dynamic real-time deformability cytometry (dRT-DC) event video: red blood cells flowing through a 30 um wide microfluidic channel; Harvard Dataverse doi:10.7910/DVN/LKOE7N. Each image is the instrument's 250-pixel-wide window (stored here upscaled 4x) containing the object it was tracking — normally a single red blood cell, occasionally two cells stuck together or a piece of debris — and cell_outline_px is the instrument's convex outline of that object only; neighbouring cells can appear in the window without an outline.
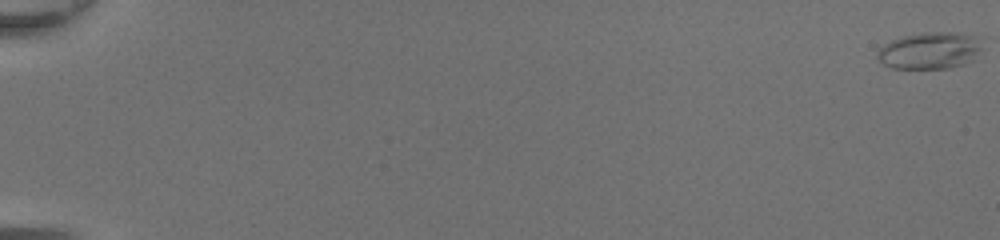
{"species": "common noctule bat (a hibernating species)", "species_latin": "Nyctalus noctula", "temperature_condition": "room temperature", "stored_images_in_passage": 48, "camera_frame_rate_fps": 3000, "um_per_image_px": 0.085, "animal": {"sex": "female", "body_mass_g": 20.0, "forearm_length_mm": 54.0}, "frame": {"image": 1, "passage_image": 1, "time_ms": 0.0, "image_size_px": [1000, 240], "cell_outline_px": [[984, 48], [972, 60], [964, 64], [948, 68], [892, 68], [884, 64], [876, 56], [876, 52], [884, 44], [892, 40], [904, 36], [920, 32], [956, 32], [980, 36]], "centroid_in_image_um": [79.1, 4.28], "position_along_channel_um": 5.9, "area_um2": 22.83}}
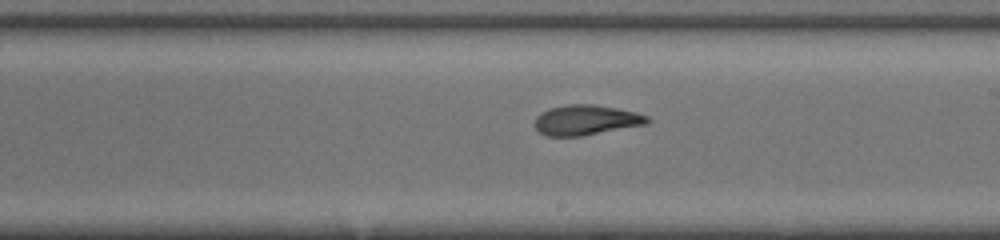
{"frame": {"image": 2, "passage_image": 32, "time_ms": 10.333, "image_size_px": [1000, 240], "cell_outline_px": [[652, 120], [648, 124], [580, 136], [548, 136], [540, 132], [536, 128], [536, 116], [540, 112], [548, 108], [568, 104], [596, 104], [636, 112], [648, 116]], "centroid_in_image_um": [49.84, 10.19], "position_along_channel_um": 239.2, "area_um2": 19.83}}
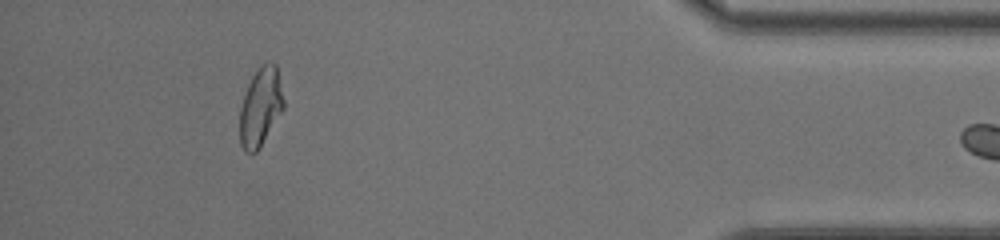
{"frame": {"image": 3, "passage_image": 47, "time_ms": 15.333, "image_size_px": [1000, 240], "cell_outline_px": [[284, 108], [260, 148], [252, 156], [244, 152], [240, 144], [240, 108], [248, 84], [252, 76], [264, 64], [276, 64], [284, 100]], "centroid_in_image_um": [22.13, 9.18], "position_along_channel_um": 413.1, "area_um2": 19.94}}